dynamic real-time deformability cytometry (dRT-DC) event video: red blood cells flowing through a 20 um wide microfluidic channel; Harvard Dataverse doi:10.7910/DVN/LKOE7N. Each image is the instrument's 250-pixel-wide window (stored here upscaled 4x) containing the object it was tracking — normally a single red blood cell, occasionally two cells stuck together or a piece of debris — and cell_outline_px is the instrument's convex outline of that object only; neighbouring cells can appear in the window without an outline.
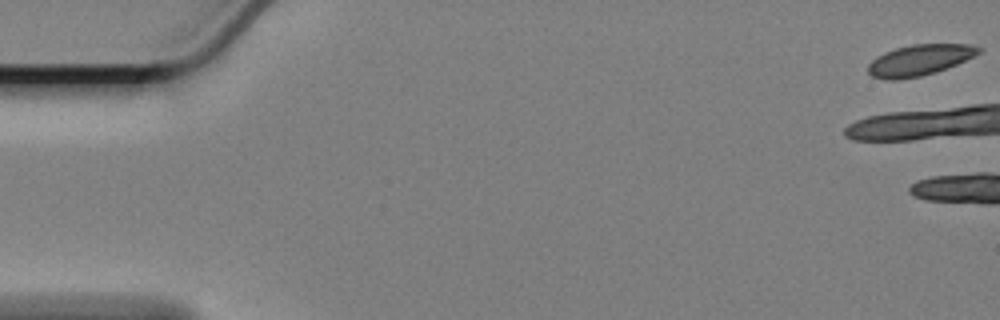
{"species": "Egyptian fruit bat (a non-hibernating species)", "species_latin": "Rousettus aegyptiacus", "temperature_condition": "cold", "stored_images_in_passage": 6, "camera_frame_rate_fps": 3000, "um_per_image_px": 0.085, "animal": {"sex": "female"}, "frame": {"image": 1, "passage_image": 1, "time_ms": 0.0, "image_size_px": [1000, 320], "cell_outline_px": [[984, 48], [980, 52], [956, 64], [936, 72], [920, 76], [896, 80], [884, 80], [872, 76], [868, 72], [868, 64], [876, 56], [884, 52], [896, 48], [912, 44], [972, 44]], "centroid_in_image_um": [78.13, 5.1], "position_along_channel_um": 6.9, "area_um2": 19.94}}